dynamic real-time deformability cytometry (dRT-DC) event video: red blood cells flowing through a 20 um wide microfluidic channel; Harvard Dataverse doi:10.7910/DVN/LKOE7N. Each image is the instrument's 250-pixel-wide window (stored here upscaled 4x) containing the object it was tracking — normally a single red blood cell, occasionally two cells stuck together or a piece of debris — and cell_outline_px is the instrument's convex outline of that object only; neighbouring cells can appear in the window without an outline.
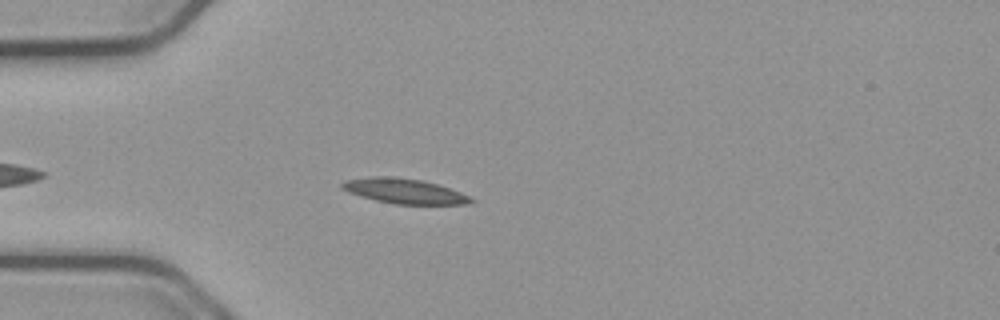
{"species": "common noctule bat (a hibernating species)", "species_latin": "Nyctalus noctula", "temperature_condition": "cold", "stored_images_in_passage": 30, "camera_frame_rate_fps": 3000, "um_per_image_px": 0.085, "animal": {"sex": "male", "body_mass_g": 23.1, "forearm_length_mm": 52.7}, "frame": {"image": 1, "passage_image": 6, "time_ms": 1.667, "image_size_px": [1000, 320], "cell_outline_px": [[476, 200], [472, 204], [396, 204], [376, 200], [360, 196], [348, 192], [340, 188], [340, 184], [344, 180], [372, 176], [396, 176], [424, 180], [460, 192]], "centroid_in_image_um": [34.34, 16.23], "position_along_channel_um": 50.7, "area_um2": 18.9}}
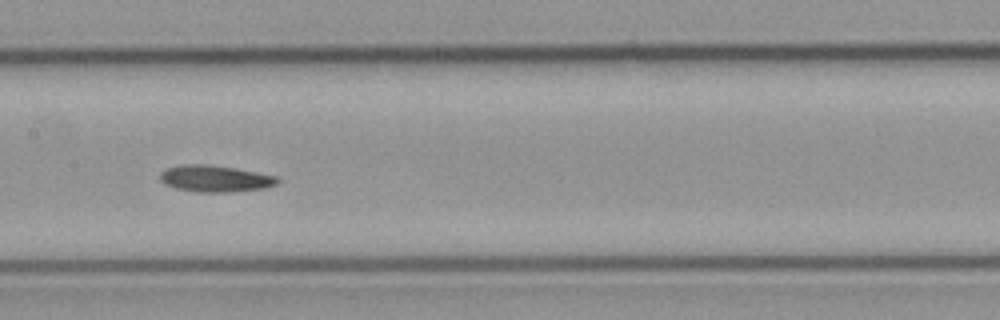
{"frame": {"image": 2, "passage_image": 18, "time_ms": 5.667, "image_size_px": [1000, 320], "cell_outline_px": [[280, 180], [276, 184], [264, 188], [228, 192], [196, 192], [176, 188], [164, 184], [160, 180], [160, 172], [168, 168], [188, 164], [204, 164], [236, 168], [280, 176]], "centroid_in_image_um": [18.32, 15.18], "position_along_channel_um": 189.1, "area_um2": 18.21}}
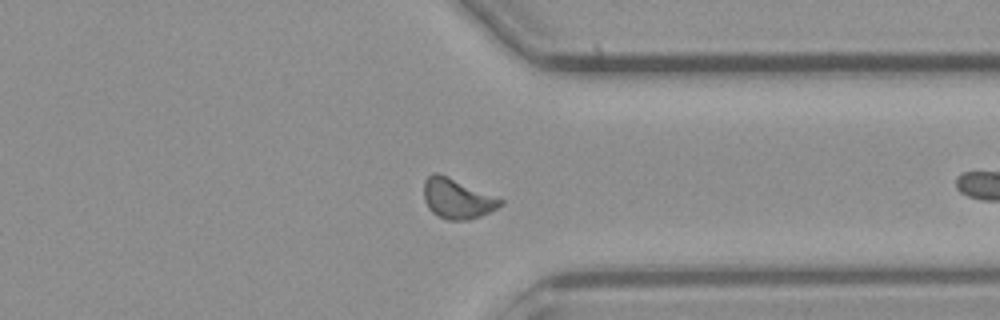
{"frame": {"image": 3, "passage_image": 29, "time_ms": 9.333, "image_size_px": [1000, 320], "cell_outline_px": [[504, 204], [480, 216], [468, 220], [448, 220], [432, 212], [428, 208], [424, 200], [424, 180], [432, 172], [440, 172], [504, 200]], "centroid_in_image_um": [38.84, 16.86], "position_along_channel_um": 372.6, "area_um2": 17.92}}